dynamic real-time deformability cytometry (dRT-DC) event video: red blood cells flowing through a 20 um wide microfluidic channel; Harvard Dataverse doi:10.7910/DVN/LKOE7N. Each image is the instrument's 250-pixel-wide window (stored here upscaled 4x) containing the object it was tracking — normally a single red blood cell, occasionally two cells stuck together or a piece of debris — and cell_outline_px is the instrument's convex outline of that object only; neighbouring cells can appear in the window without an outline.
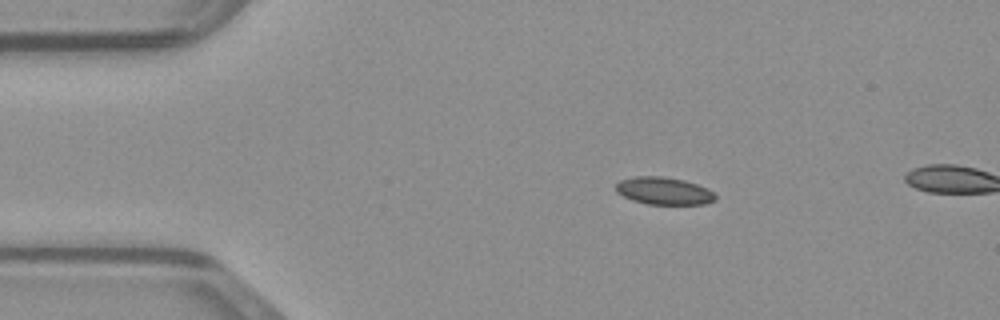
{"species": "common noctule bat (a hibernating species)", "species_latin": "Nyctalus noctula", "temperature_condition": "warm", "stored_images_in_passage": 5, "camera_frame_rate_fps": 3000, "um_per_image_px": 0.085, "animal": {"sex": "male", "body_mass_g": 23.1, "forearm_length_mm": 52.7}, "frame": {"image": 1, "passage_image": 1, "time_ms": 0.0, "image_size_px": [1000, 320], "cell_outline_px": [[716, 200], [704, 204], [648, 204], [632, 200], [616, 192], [616, 184], [620, 180], [636, 176], [664, 176], [684, 180], [708, 188], [716, 196]], "centroid_in_image_um": [56.43, 16.22], "position_along_channel_um": 28.6, "area_um2": 15.9}}